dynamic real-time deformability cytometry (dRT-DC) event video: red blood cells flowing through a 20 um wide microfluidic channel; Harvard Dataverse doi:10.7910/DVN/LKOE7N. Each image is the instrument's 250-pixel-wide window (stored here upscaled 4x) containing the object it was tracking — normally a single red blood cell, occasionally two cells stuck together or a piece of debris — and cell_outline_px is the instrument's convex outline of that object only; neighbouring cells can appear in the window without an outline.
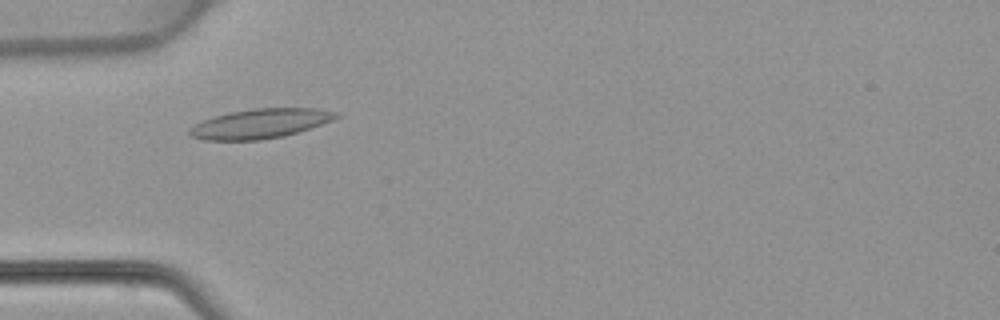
{"species": "common noctule bat (a hibernating species)", "species_latin": "Nyctalus noctula", "temperature_condition": "warm", "stored_images_in_passage": 44, "camera_frame_rate_fps": 3000, "um_per_image_px": 0.085, "animal": {"sex": "female", "body_mass_g": 22.7, "forearm_length_mm": 54.2}, "frame": {"image": 1, "passage_image": 11, "time_ms": 3.333, "image_size_px": [1000, 320], "cell_outline_px": [[340, 116], [332, 120], [284, 136], [260, 140], [204, 140], [188, 136], [188, 128], [204, 120], [228, 112], [256, 108], [316, 108], [340, 112]], "centroid_in_image_um": [22.1, 10.5], "position_along_channel_um": 62.9, "area_um2": 25.14}}
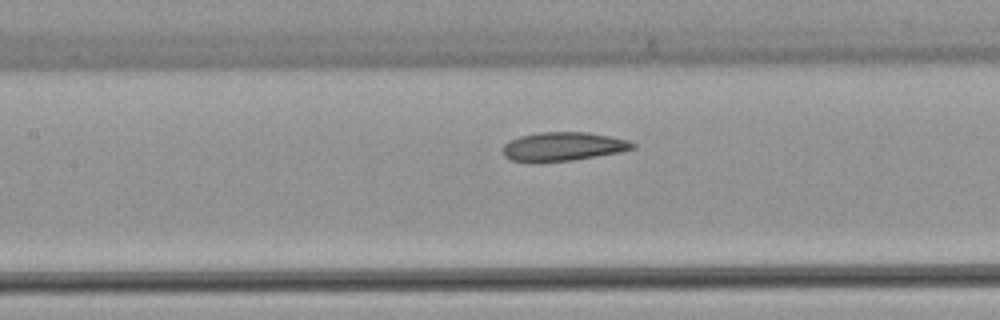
{"frame": {"image": 2, "passage_image": 18, "time_ms": 5.667, "image_size_px": [1000, 320], "cell_outline_px": [[636, 148], [620, 152], [572, 160], [540, 164], [528, 164], [512, 160], [504, 156], [500, 148], [508, 140], [520, 136], [540, 132], [588, 132], [628, 140], [636, 144]], "centroid_in_image_um": [47.77, 12.48], "position_along_channel_um": 159.6, "area_um2": 22.43}}
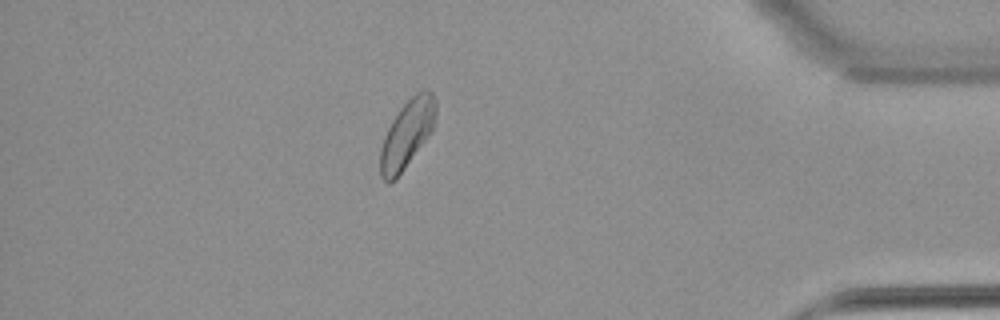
{"frame": {"image": 3, "passage_image": 38, "time_ms": 12.333, "image_size_px": [1000, 320], "cell_outline_px": [[436, 112], [432, 128], [428, 136], [396, 180], [388, 184], [380, 176], [380, 148], [384, 136], [392, 120], [400, 108], [416, 92], [424, 88], [428, 88], [432, 92], [436, 100]], "centroid_in_image_um": [34.58, 11.38], "position_along_channel_um": 400.6, "area_um2": 21.96}}